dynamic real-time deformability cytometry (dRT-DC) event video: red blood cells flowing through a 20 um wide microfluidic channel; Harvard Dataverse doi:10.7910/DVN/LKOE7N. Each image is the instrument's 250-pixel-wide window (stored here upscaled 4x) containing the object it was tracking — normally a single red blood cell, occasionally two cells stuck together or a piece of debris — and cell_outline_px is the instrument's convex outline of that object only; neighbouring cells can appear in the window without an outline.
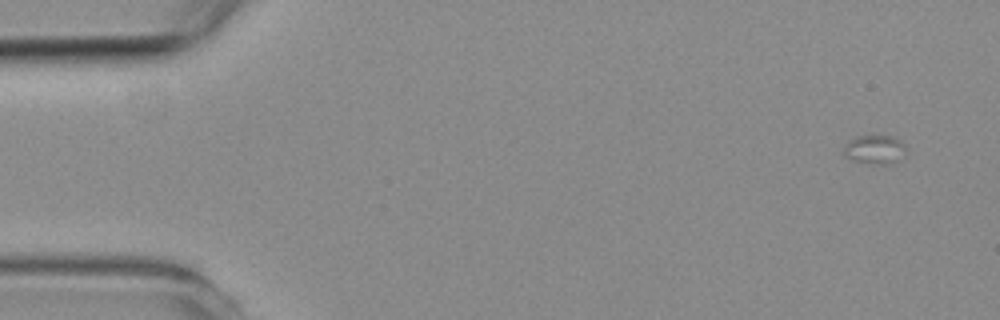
{"species": "common noctule bat (a hibernating species)", "species_latin": "Nyctalus noctula", "temperature_condition": "room temperature", "stored_images_in_passage": 5, "camera_frame_rate_fps": 3000, "um_per_image_px": 0.085, "animal": {"sex": "female", "body_mass_g": 19.3, "forearm_length_mm": 54.1}, "frame": {"image": 1, "passage_image": 1, "time_ms": 0.0, "image_size_px": [1000, 320], "cell_outline_px": [[908, 148], [904, 156], [900, 160], [892, 164], [876, 164], [852, 160], [844, 156], [840, 152], [844, 144], [848, 140], [856, 136], [872, 132], [892, 136], [900, 140]], "centroid_in_image_um": [74.34, 12.65], "position_along_channel_um": 10.7, "area_um2": 11.44}}